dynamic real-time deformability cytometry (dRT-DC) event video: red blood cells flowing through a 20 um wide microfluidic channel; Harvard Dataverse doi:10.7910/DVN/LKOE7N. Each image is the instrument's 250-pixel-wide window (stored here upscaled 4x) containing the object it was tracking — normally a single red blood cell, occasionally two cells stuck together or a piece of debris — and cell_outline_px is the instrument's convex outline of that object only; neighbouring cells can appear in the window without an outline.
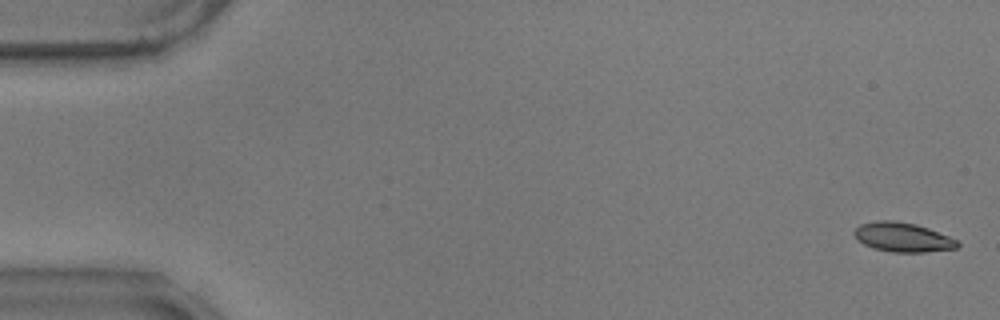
{"species": "common noctule bat (a hibernating species)", "species_latin": "Nyctalus noctula", "temperature_condition": "warm", "stored_images_in_passage": 58, "camera_frame_rate_fps": 3000, "um_per_image_px": 0.085, "animal": {"sex": "male", "body_mass_g": 17.9}, "frame": {"image": 1, "passage_image": 2, "time_ms": 0.333, "image_size_px": [1000, 320], "cell_outline_px": [[960, 244], [956, 248], [924, 252], [892, 252], [872, 248], [864, 244], [852, 232], [860, 224], [876, 220], [896, 220], [916, 224], [928, 228], [948, 236], [956, 240]], "centroid_in_image_um": [76.71, 20.15], "position_along_channel_um": 8.3, "area_um2": 17.57}}
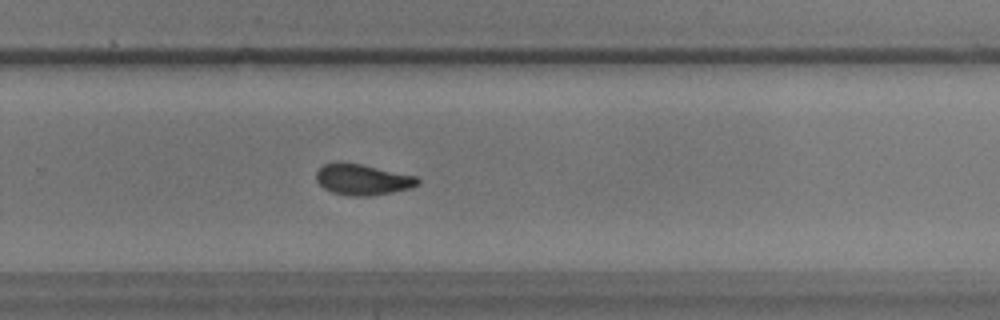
{"frame": {"image": 2, "passage_image": 39, "time_ms": 12.667, "image_size_px": [1000, 320], "cell_outline_px": [[420, 184], [408, 188], [392, 192], [372, 196], [348, 196], [332, 192], [324, 188], [316, 180], [316, 172], [324, 164], [360, 164], [416, 176], [420, 180]], "centroid_in_image_um": [30.84, 15.29], "position_along_channel_um": 299.0, "area_um2": 17.86}}
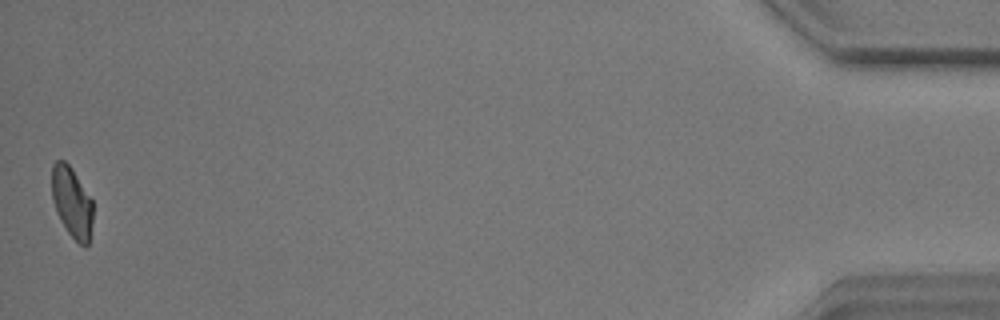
{"frame": {"image": 3, "passage_image": 58, "time_ms": 19.0, "image_size_px": [1000, 320], "cell_outline_px": [[92, 224], [88, 244], [84, 248], [68, 232], [60, 220], [56, 212], [52, 200], [52, 164], [56, 160], [64, 160], [72, 168], [92, 200]], "centroid_in_image_um": [6.1, 17.18], "position_along_channel_um": 429.1, "area_um2": 16.88}, "authors_computed_cell_mechanics": {"area_um2": 17.9758, "velocity_mm_per_s": 3.5077, "shape_relaxation_time_tau1_ms": 9.7739, "shape_relaxation_time_tau2_ms": 2.7052, "deformation_change_tau1": 0.2216, "deformation_change_tau2": 0.0761}}